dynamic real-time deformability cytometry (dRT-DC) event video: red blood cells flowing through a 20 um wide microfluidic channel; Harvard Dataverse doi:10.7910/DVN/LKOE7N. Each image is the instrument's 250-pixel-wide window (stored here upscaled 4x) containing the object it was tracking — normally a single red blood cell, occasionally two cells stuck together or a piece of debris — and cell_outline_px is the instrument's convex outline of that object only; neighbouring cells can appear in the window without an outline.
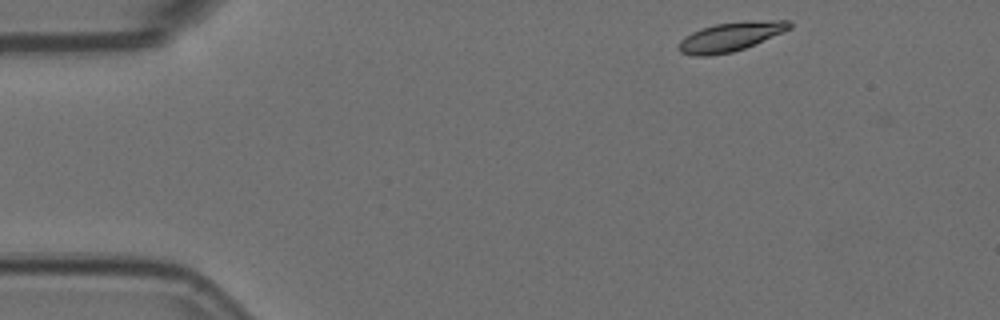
{"species": "Egyptian fruit bat (a non-hibernating species)", "species_latin": "Rousettus aegyptiacus", "temperature_condition": "room temperature", "stored_images_in_passage": 5, "camera_frame_rate_fps": 3000, "um_per_image_px": 0.085, "animal": {"sex": "female"}, "frame": {"image": 1, "passage_image": 1, "time_ms": 0.0, "image_size_px": [1000, 320], "cell_outline_px": [[792, 28], [784, 32], [744, 48], [732, 52], [708, 56], [692, 56], [680, 52], [676, 48], [680, 40], [684, 36], [692, 32], [716, 24], [748, 20], [788, 20], [792, 24]], "centroid_in_image_um": [62.08, 3.12], "position_along_channel_um": 22.9, "area_um2": 18.9}}
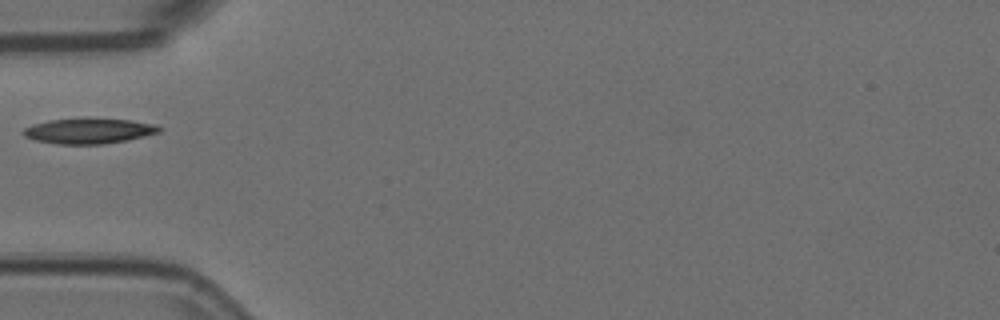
{"frame": {"image": 2, "passage_image": 4, "time_ms": 1.0, "image_size_px": [1000, 320], "cell_outline_px": [[164, 128], [160, 132], [128, 140], [100, 144], [56, 144], [36, 140], [24, 136], [20, 132], [24, 128], [32, 124], [48, 120], [88, 116], [132, 120], [156, 124]], "centroid_in_image_um": [7.56, 11.09], "position_along_channel_um": 77.4, "area_um2": 20.87}}